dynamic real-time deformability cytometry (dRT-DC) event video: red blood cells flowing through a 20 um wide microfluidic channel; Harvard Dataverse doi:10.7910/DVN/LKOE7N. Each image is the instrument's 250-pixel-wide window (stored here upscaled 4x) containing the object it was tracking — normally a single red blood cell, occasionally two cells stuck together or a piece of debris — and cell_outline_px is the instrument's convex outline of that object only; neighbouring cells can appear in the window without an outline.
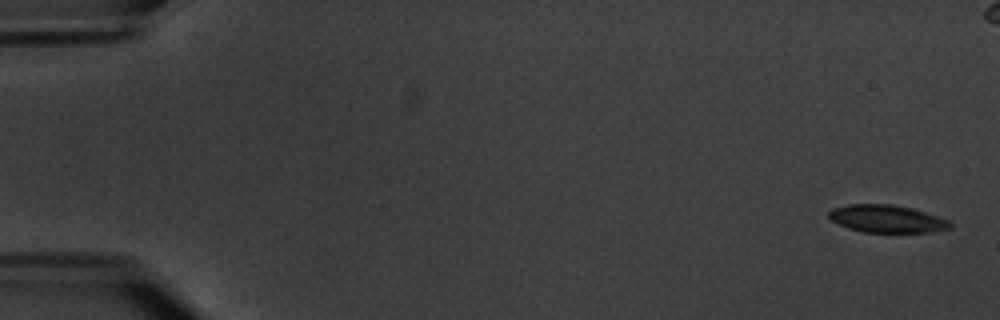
{"species": "common noctule bat (a hibernating species)", "species_latin": "Nyctalus noctula", "temperature_condition": "warm", "stored_images_in_passage": 5, "camera_frame_rate_fps": 3000, "um_per_image_px": 0.085, "animal": {"sex": "male", "body_mass_g": 20.1, "forearm_length_mm": 53.5}, "frame": {"image": 1, "passage_image": 1, "time_ms": 0.0, "image_size_px": [1000, 320], "cell_outline_px": [[952, 228], [932, 232], [864, 232], [848, 228], [832, 220], [828, 216], [828, 212], [832, 208], [848, 204], [892, 204], [912, 208], [948, 220], [952, 224]], "centroid_in_image_um": [75.38, 18.59], "position_along_channel_um": 9.6, "area_um2": 19.42}}